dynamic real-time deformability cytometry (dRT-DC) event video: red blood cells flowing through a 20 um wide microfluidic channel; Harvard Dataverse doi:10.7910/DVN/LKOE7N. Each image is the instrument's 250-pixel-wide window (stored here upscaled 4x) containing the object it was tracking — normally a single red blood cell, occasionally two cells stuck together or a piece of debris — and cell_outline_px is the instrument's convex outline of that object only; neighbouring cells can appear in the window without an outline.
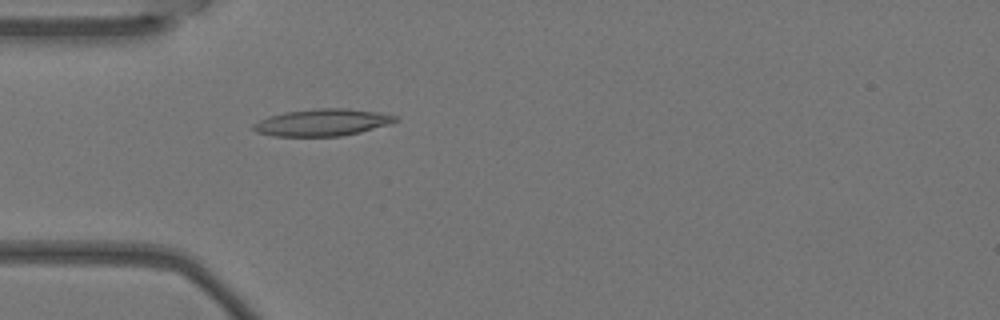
{"species": "Egyptian fruit bat (a non-hibernating species)", "species_latin": "Rousettus aegyptiacus", "temperature_condition": "warm", "stored_images_in_passage": 4, "camera_frame_rate_fps": 3000, "um_per_image_px": 0.085, "animal": {"sex": "female"}, "frame": {"image": 1, "passage_image": 4, "time_ms": 1.0, "image_size_px": [1000, 320], "cell_outline_px": [[400, 120], [388, 124], [360, 132], [340, 136], [276, 136], [256, 132], [252, 128], [252, 124], [268, 116], [284, 112], [312, 108], [348, 108], [380, 112], [400, 116]], "centroid_in_image_um": [27.42, 10.39], "position_along_channel_um": 57.6, "area_um2": 22.54}}